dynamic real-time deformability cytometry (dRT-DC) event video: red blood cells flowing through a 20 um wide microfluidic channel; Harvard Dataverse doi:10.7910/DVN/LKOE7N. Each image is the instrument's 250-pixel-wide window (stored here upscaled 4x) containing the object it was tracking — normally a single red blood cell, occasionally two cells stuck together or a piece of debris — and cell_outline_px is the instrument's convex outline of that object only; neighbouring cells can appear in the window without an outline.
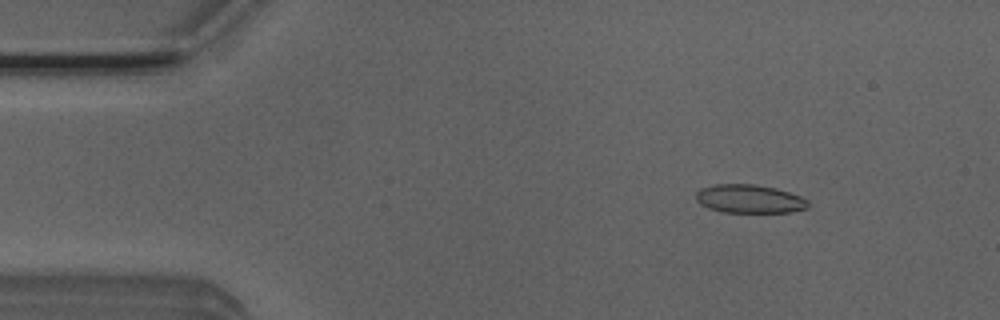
{"species": "Egyptian fruit bat (a non-hibernating species)", "species_latin": "Rousettus aegyptiacus", "temperature_condition": "room temperature", "stored_images_in_passage": 6, "camera_frame_rate_fps": 3000, "um_per_image_px": 0.085, "animal": {"sex": "male"}, "frame": {"image": 1, "passage_image": 2, "time_ms": 0.333, "image_size_px": [1000, 320], "cell_outline_px": [[808, 208], [792, 212], [724, 212], [708, 208], [700, 204], [696, 200], [696, 192], [700, 188], [716, 184], [756, 184], [776, 188], [800, 196], [808, 200]], "centroid_in_image_um": [63.69, 16.9], "position_along_channel_um": 21.3, "area_um2": 18.67}}